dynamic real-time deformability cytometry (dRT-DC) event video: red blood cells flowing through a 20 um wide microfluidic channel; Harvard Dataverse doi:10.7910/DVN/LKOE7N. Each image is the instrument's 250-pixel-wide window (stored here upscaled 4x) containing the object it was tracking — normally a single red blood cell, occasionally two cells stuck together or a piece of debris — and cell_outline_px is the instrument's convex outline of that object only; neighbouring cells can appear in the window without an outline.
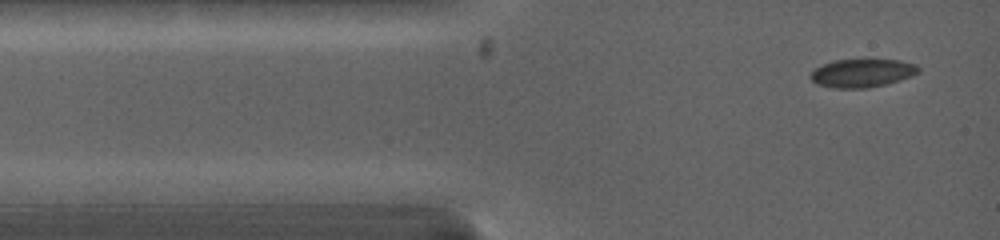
{"species": "common noctule bat (a hibernating species)", "species_latin": "Nyctalus noctula", "temperature_condition": "warm", "stored_images_in_passage": 35, "camera_frame_rate_fps": 5000, "um_per_image_px": 0.085, "animal": {"sex": "female", "body_mass_g": 19.0, "forearm_length_mm": 53.3}, "frame": {"image": 1, "passage_image": 1, "time_ms": 0.0, "image_size_px": [1000, 240], "cell_outline_px": [[920, 72], [912, 76], [900, 80], [868, 88], [832, 88], [816, 84], [808, 76], [816, 68], [832, 60], [900, 60], [916, 64], [920, 68]], "centroid_in_image_um": [73.29, 6.21], "position_along_channel_um": 11.7, "area_um2": 17.8}}
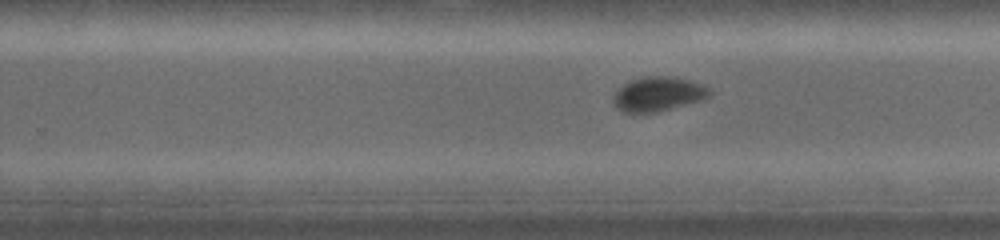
{"frame": {"image": 2, "passage_image": 21, "time_ms": 7.4, "image_size_px": [1000, 240], "cell_outline_px": [[712, 92], [708, 96], [700, 100], [656, 112], [624, 112], [616, 108], [612, 100], [612, 96], [624, 84], [632, 80], [648, 76], [664, 76], [688, 80], [700, 84], [708, 88]], "centroid_in_image_um": [55.9, 8.0], "position_along_channel_um": 273.9, "area_um2": 18.79}}
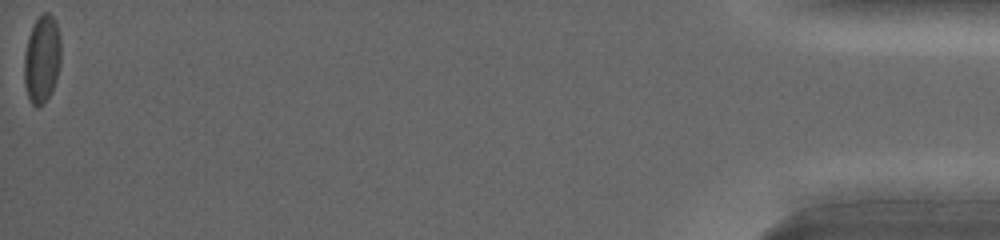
{"frame": {"image": 3, "passage_image": 35, "time_ms": 15.0, "image_size_px": [1000, 240], "cell_outline_px": [[60, 64], [56, 80], [44, 104], [36, 108], [32, 104], [28, 96], [24, 84], [24, 52], [28, 36], [36, 20], [44, 12], [48, 12], [56, 20], [60, 36]], "centroid_in_image_um": [3.56, 5.02], "position_along_channel_um": 431.6, "area_um2": 18.84}, "authors_computed_cell_mechanics": {"area_um2": 18.8428, "velocity_mm_per_s": 4.0775, "shape_relaxation_time_tau1_ms": 2.5232, "shape_relaxation_time_tau2_ms": null, "deformation_change_tau1": 0.081, "deformation_change_tau2": null}}